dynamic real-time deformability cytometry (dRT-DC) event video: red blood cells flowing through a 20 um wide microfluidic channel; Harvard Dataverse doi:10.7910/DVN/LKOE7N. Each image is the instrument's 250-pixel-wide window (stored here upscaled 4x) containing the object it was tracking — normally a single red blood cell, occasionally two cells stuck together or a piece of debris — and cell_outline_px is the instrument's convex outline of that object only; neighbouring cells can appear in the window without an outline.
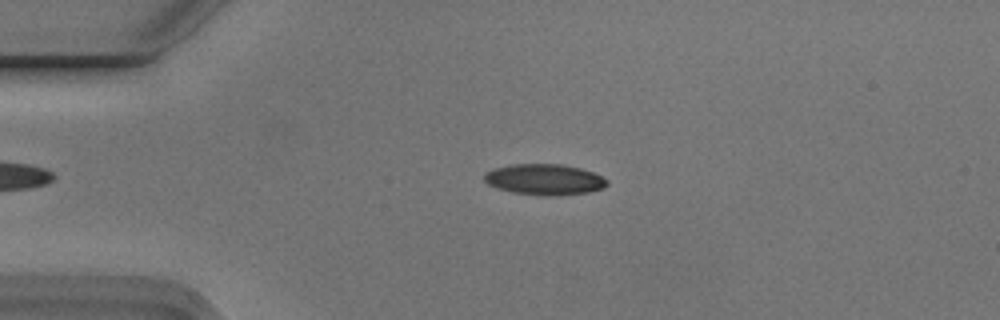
{"species": "Egyptian fruit bat (a non-hibernating species)", "species_latin": "Rousettus aegyptiacus", "temperature_condition": "cold", "stored_images_in_passage": 4, "camera_frame_rate_fps": 3000, "um_per_image_px": 0.085, "animal": {"sex": "male"}, "frame": {"image": 1, "passage_image": 2, "time_ms": 0.333, "image_size_px": [1000, 320], "cell_outline_px": [[608, 184], [604, 188], [588, 192], [552, 196], [540, 196], [512, 192], [496, 188], [488, 184], [484, 180], [484, 172], [496, 168], [512, 164], [564, 164], [580, 168], [592, 172], [608, 180]], "centroid_in_image_um": [46.27, 15.26], "position_along_channel_um": 38.7, "area_um2": 22.2}}
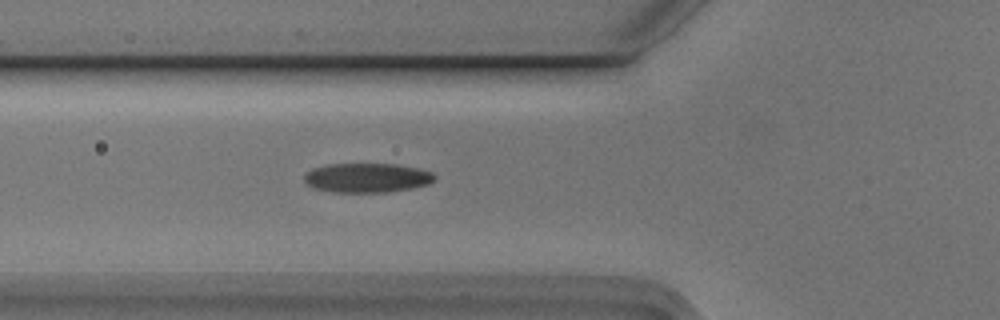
{"frame": {"image": 2, "passage_image": 4, "time_ms": 1.0, "image_size_px": [1000, 320], "cell_outline_px": [[436, 180], [428, 184], [412, 188], [388, 192], [332, 192], [312, 188], [304, 180], [304, 176], [312, 168], [328, 164], [396, 164], [420, 168], [432, 172], [436, 176]], "centroid_in_image_um": [31.22, 15.11], "position_along_channel_um": 94.6, "area_um2": 22.48}}